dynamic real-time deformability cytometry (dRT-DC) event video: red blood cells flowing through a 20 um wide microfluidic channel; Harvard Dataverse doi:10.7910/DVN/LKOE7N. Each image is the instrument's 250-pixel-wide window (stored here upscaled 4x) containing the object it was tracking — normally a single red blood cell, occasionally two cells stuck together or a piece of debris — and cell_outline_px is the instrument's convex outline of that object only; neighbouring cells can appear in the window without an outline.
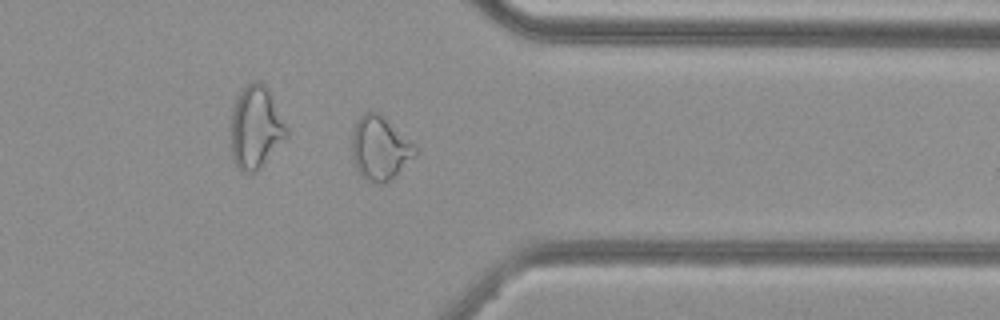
{"species": "common noctule bat (a hibernating species)", "species_latin": "Nyctalus noctula", "temperature_condition": "cold", "stored_images_in_passage": 38, "camera_frame_rate_fps": 3000, "um_per_image_px": 0.085, "animal": {"sex": "female", "body_mass_g": 29.2, "forearm_length_mm": 56.3}, "frame": {"image": 1, "passage_image": 27, "time_ms": 8.667, "image_size_px": [1000, 320], "cell_outline_px": [[416, 152], [384, 184], [380, 184], [368, 180], [360, 176], [356, 168], [352, 156], [352, 132], [356, 120], [364, 112], [372, 108], [380, 112], [416, 148]], "centroid_in_image_um": [32.2, 12.53], "position_along_channel_um": 379.2, "area_um2": 23.0}, "authors_computed_cell_mechanics": {"area_um2": 21.5305, "velocity_mm_per_s": 3.7749, "shape_relaxation_time_tau1_ms": null, "shape_relaxation_time_tau2_ms": 1.8039, "deformation_change_tau1": null, "deformation_change_tau2": 0.0724}}